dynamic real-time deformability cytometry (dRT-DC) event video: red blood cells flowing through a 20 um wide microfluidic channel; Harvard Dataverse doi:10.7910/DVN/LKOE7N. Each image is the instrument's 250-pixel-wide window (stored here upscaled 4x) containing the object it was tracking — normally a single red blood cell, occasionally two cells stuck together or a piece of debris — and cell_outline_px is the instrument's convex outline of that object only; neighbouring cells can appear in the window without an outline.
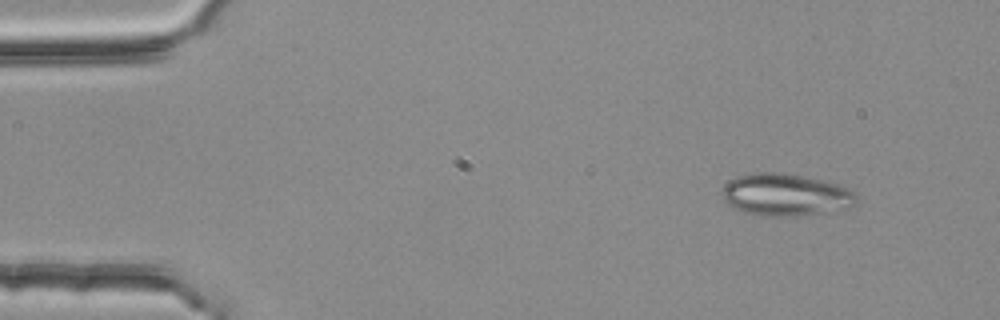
{"species": "common noctule bat (a hibernating species)", "species_latin": "Nyctalus noctula", "temperature_condition": "room temperature", "stored_images_in_passage": 3, "camera_frame_rate_fps": 3000, "um_per_image_px": 0.085, "animal": {"sex": "female", "body_mass_g": 25.1}, "frame": {"image": 1, "passage_image": 1, "time_ms": 0.0, "image_size_px": [1000, 320], "cell_outline_px": [[856, 200], [848, 208], [824, 212], [792, 216], [764, 216], [744, 212], [728, 204], [724, 200], [720, 192], [728, 180], [736, 176], [756, 172], [780, 172], [804, 176], [840, 184], [848, 188], [856, 196]], "centroid_in_image_um": [66.73, 16.54], "position_along_channel_um": 18.3, "area_um2": 33.0}}